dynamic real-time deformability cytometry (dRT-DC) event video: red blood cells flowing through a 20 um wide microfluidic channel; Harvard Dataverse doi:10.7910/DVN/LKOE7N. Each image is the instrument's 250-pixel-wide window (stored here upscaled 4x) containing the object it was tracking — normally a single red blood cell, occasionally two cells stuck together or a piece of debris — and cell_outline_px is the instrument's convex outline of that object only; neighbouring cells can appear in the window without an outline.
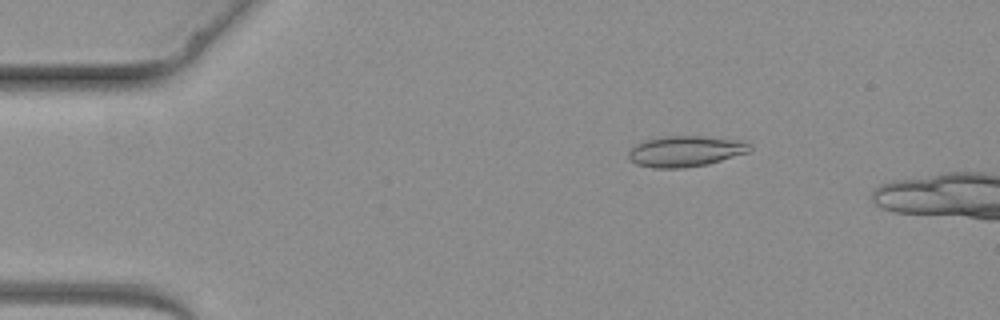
{"species": "common noctule bat (a hibernating species)", "species_latin": "Nyctalus noctula", "temperature_condition": "warm", "stored_images_in_passage": 3, "camera_frame_rate_fps": 3000, "um_per_image_px": 0.085, "animal": {"sex": "female", "body_mass_g": 19.3, "forearm_length_mm": 54.1}, "frame": {"image": 1, "passage_image": 2, "time_ms": 1.0, "image_size_px": [1000, 320], "cell_outline_px": [[752, 148], [748, 152], [708, 164], [684, 168], [656, 168], [636, 164], [628, 160], [628, 152], [636, 144], [644, 140], [664, 136], [700, 136], [744, 140]], "centroid_in_image_um": [58.24, 12.85], "position_along_channel_um": 26.8, "area_um2": 21.85}}